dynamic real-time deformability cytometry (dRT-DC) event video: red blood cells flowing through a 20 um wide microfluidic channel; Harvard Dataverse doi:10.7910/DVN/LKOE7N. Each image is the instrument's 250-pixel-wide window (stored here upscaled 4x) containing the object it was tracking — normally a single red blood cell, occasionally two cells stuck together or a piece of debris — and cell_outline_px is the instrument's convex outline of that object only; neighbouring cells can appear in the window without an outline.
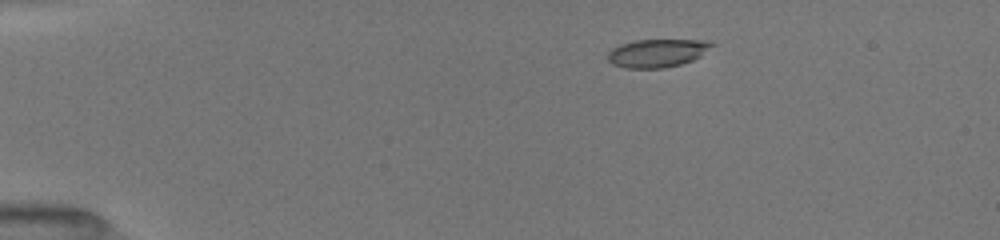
{"species": "common noctule bat (a hibernating species)", "species_latin": "Nyctalus noctula", "temperature_condition": "room temperature", "stored_images_in_passage": 28, "camera_frame_rate_fps": 3000, "um_per_image_px": 0.085, "animal": {"sex": "female", "body_mass_g": 19.5, "forearm_length_mm": 54.1}, "frame": {"image": 1, "passage_image": 1, "time_ms": 0.0, "image_size_px": [1000, 240], "cell_outline_px": [[716, 44], [700, 56], [692, 60], [680, 64], [664, 68], [624, 68], [612, 64], [608, 60], [608, 52], [612, 48], [620, 44], [636, 40], [708, 40]], "centroid_in_image_um": [55.86, 4.51], "position_along_channel_um": 29.1, "area_um2": 17.11}}
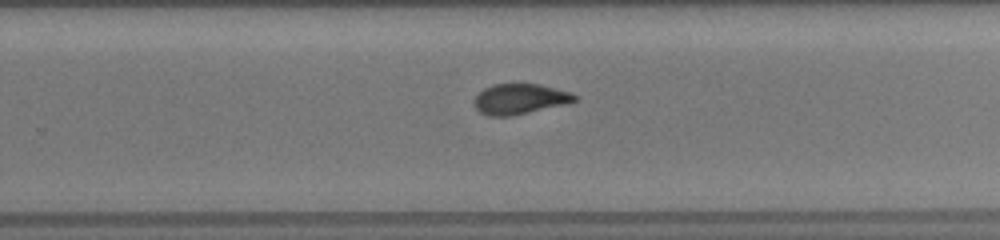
{"frame": {"image": 2, "passage_image": 17, "time_ms": 8.333, "image_size_px": [1000, 240], "cell_outline_px": [[580, 96], [576, 100], [564, 104], [512, 116], [488, 116], [480, 112], [476, 108], [476, 96], [484, 88], [492, 84], [512, 80], [520, 80], [540, 84], [572, 92]], "centroid_in_image_um": [44.21, 8.34], "position_along_channel_um": 285.6, "area_um2": 18.5}}
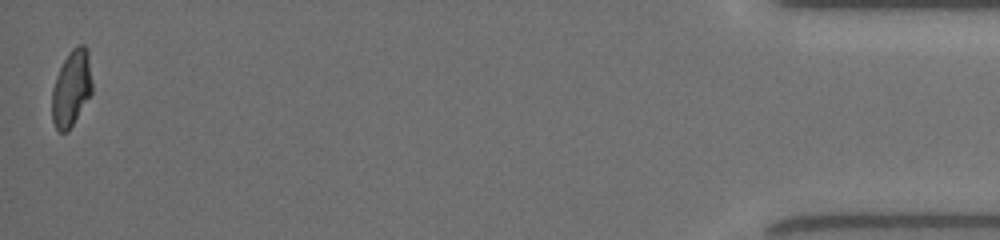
{"frame": {"image": 3, "passage_image": 28, "time_ms": 14.0, "image_size_px": [1000, 240], "cell_outline_px": [[92, 92], [68, 132], [60, 132], [56, 128], [52, 120], [52, 88], [56, 76], [64, 60], [72, 48], [76, 44], [84, 44], [88, 52], [92, 84]], "centroid_in_image_um": [6.07, 7.5], "position_along_channel_um": 429.1, "area_um2": 17.74}, "authors_computed_cell_mechanics": {"area_um2": 18.2648, "velocity_mm_per_s": 3.985, "shape_relaxation_time_tau1_ms": 4.3337, "shape_relaxation_time_tau2_ms": 1.0276, "deformation_change_tau1": 0.1668, "deformation_change_tau2": 0.0702}}